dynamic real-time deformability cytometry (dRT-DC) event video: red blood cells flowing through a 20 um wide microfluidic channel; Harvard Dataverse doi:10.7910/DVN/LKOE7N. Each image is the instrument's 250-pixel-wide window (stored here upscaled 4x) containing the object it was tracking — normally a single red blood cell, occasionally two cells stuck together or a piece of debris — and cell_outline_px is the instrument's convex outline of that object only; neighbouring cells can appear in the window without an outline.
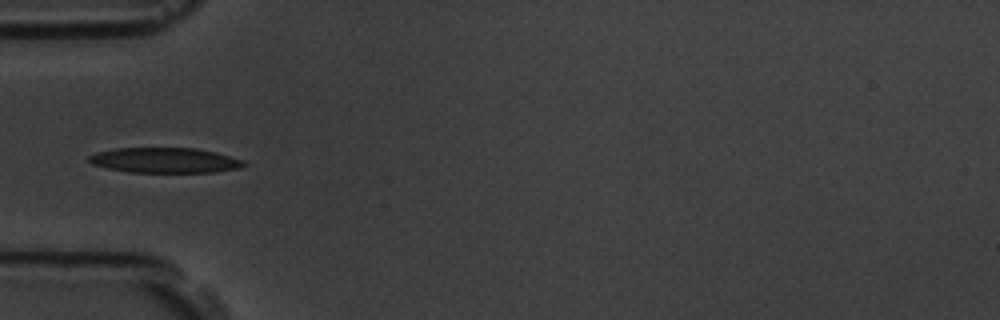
{"species": "common noctule bat (a hibernating species)", "species_latin": "Nyctalus noctula", "temperature_condition": "room temperature", "stored_images_in_passage": 8, "camera_frame_rate_fps": 3000, "um_per_image_px": 0.085, "animal": {"sex": "male", "body_mass_g": 19.5, "forearm_length_mm": 54.6}, "frame": {"image": 1, "passage_image": 4, "time_ms": 4.333, "image_size_px": [1000, 320], "cell_outline_px": [[248, 164], [240, 168], [216, 172], [132, 172], [108, 168], [92, 164], [88, 160], [88, 156], [96, 152], [116, 148], [196, 148], [216, 152], [244, 160]], "centroid_in_image_um": [14.05, 13.62], "position_along_channel_um": 71.0, "area_um2": 22.77}}
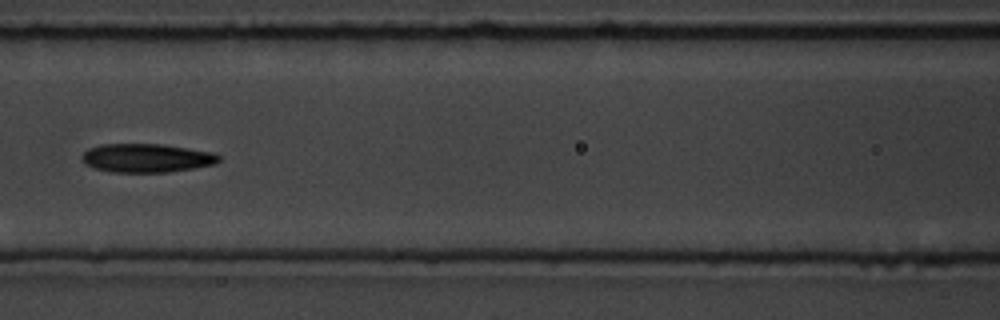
{"frame": {"image": 2, "passage_image": 6, "time_ms": 6.667, "image_size_px": [1000, 320], "cell_outline_px": [[220, 160], [216, 164], [168, 172], [112, 172], [92, 168], [84, 164], [80, 156], [88, 148], [100, 144], [164, 144], [212, 152], [220, 156]], "centroid_in_image_um": [12.42, 13.43], "position_along_channel_um": 154.2, "area_um2": 23.06}}
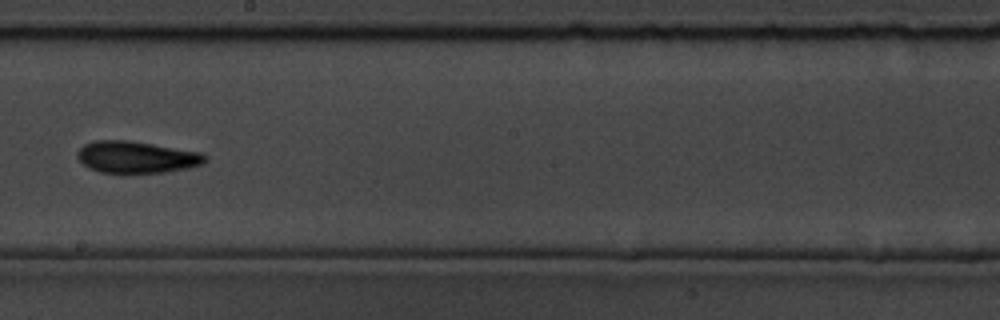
{"frame": {"image": 3, "passage_image": 8, "time_ms": 9.0, "image_size_px": [1000, 320], "cell_outline_px": [[208, 160], [204, 164], [188, 168], [164, 172], [100, 172], [88, 168], [76, 156], [76, 152], [84, 144], [96, 140], [128, 140], [200, 152], [208, 156]], "centroid_in_image_um": [11.62, 13.35], "position_along_channel_um": 236.6, "area_um2": 23.58}}